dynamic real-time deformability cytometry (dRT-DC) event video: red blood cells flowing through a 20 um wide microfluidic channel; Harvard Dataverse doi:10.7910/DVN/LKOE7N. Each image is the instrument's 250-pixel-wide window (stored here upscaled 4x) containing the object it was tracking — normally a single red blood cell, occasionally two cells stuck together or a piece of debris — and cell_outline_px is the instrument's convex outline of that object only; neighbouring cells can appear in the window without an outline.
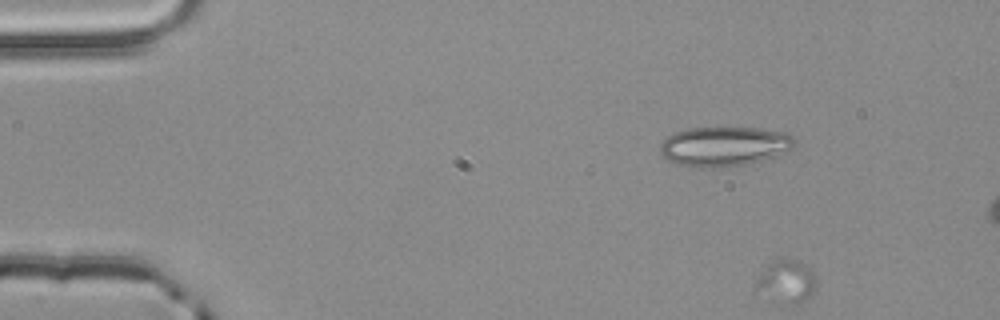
{"species": "common noctule bat (a hibernating species)", "species_latin": "Nyctalus noctula", "temperature_condition": "room temperature", "stored_images_in_passage": 5, "segment_of_instrument_passage": [2, 2], "camera_frame_rate_fps": 3000, "um_per_image_px": 0.085, "animal": {"sex": "male", "body_mass_g": 20.4}, "frame": {"image": 1, "passage_image": 2, "time_ms": 0.333, "image_size_px": [1000, 320], "cell_outline_px": [[816, 288], [804, 300], [792, 304], [752, 288], [752, 284], [760, 272], [772, 260], [792, 260], [804, 264], [816, 276]], "centroid_in_image_um": [66.82, 23.88], "position_along_channel_um": 18.2, "area_um2": 14.39}}